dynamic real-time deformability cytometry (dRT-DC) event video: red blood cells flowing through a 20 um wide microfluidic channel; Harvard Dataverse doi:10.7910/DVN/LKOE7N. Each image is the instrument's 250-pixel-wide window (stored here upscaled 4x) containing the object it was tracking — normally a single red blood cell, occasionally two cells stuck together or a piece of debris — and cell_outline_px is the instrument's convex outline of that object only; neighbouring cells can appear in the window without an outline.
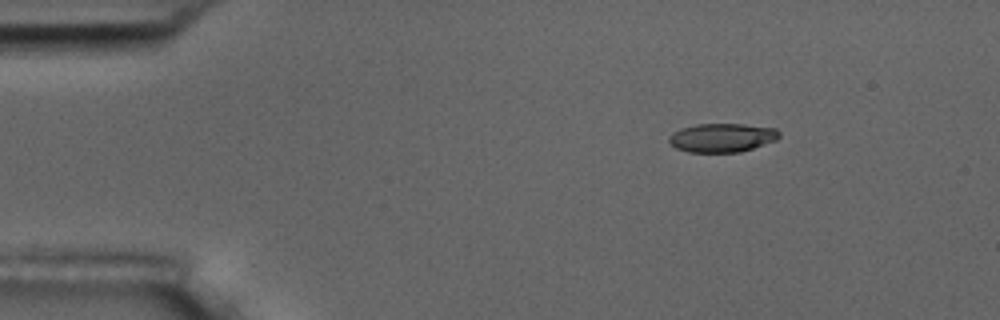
{"species": "common noctule bat (a hibernating species)", "species_latin": "Nyctalus noctula", "temperature_condition": "room temperature", "stored_images_in_passage": 3, "camera_frame_rate_fps": 3000, "um_per_image_px": 0.085, "animal": {"sex": "male", "body_mass_g": 17.5, "forearm_length_mm": 52.3}, "frame": {"image": 1, "passage_image": 1, "time_ms": 0.0, "image_size_px": [1000, 320], "cell_outline_px": [[780, 136], [776, 140], [740, 152], [688, 152], [676, 148], [668, 140], [668, 136], [672, 132], [680, 128], [696, 124], [744, 124], [776, 128], [780, 132]], "centroid_in_image_um": [61.36, 11.69], "position_along_channel_um": 23.6, "area_um2": 18.55}}